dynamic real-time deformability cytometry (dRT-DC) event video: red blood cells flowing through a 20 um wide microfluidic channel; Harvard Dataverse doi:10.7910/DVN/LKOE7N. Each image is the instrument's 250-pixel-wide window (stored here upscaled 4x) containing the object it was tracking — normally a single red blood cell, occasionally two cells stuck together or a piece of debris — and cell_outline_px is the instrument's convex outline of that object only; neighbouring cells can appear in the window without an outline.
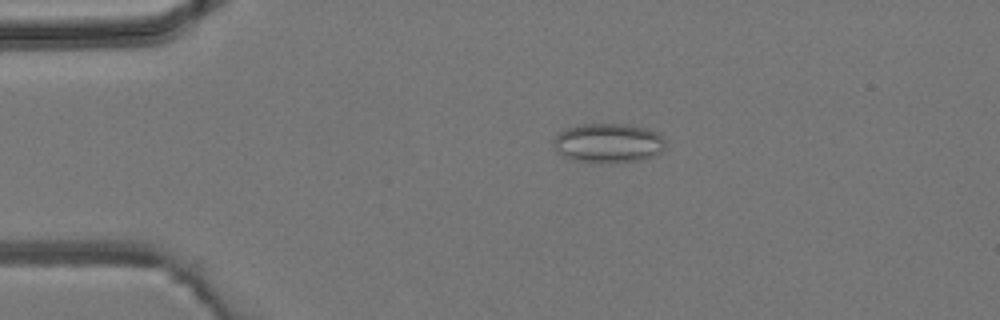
{"species": "common noctule bat (a hibernating species)", "species_latin": "Nyctalus noctula", "temperature_condition": "room temperature", "stored_images_in_passage": 3, "camera_frame_rate_fps": 3000, "um_per_image_px": 0.085, "animal": {"sex": "male", "body_mass_g": 19.2, "forearm_length_mm": 51.8}, "frame": {"image": 1, "passage_image": 2, "time_ms": 1.333, "image_size_px": [1000, 320], "cell_outline_px": [[664, 148], [660, 152], [652, 156], [640, 160], [580, 160], [564, 156], [552, 144], [552, 140], [564, 128], [580, 124], [628, 124], [644, 128], [656, 132], [664, 140]], "centroid_in_image_um": [51.69, 12.1], "position_along_channel_um": 33.3, "area_um2": 24.68}}